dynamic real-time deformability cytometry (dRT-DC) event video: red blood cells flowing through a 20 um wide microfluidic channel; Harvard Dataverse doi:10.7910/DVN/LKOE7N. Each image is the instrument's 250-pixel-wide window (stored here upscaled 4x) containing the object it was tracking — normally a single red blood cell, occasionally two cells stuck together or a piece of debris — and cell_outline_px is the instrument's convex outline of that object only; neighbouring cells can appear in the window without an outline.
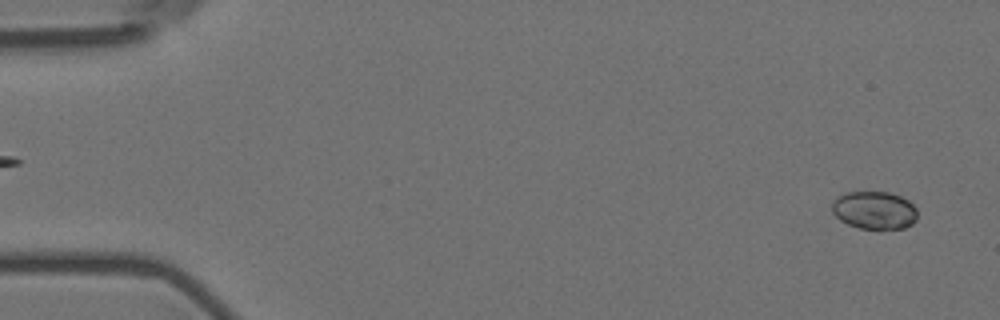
{"species": "Egyptian fruit bat (a non-hibernating species)", "species_latin": "Rousettus aegyptiacus", "temperature_condition": "room temperature", "stored_images_in_passage": 11, "camera_frame_rate_fps": 3000, "um_per_image_px": 0.085, "animal": {"sex": "female"}, "frame": {"image": 1, "passage_image": 3, "time_ms": 0.667, "image_size_px": [1000, 320], "cell_outline_px": [[916, 220], [912, 224], [904, 228], [880, 232], [860, 228], [848, 224], [840, 220], [832, 212], [832, 200], [836, 196], [844, 192], [888, 192], [900, 196], [908, 200], [916, 208]], "centroid_in_image_um": [74.31, 17.9], "position_along_channel_um": 10.7, "area_um2": 19.48}}